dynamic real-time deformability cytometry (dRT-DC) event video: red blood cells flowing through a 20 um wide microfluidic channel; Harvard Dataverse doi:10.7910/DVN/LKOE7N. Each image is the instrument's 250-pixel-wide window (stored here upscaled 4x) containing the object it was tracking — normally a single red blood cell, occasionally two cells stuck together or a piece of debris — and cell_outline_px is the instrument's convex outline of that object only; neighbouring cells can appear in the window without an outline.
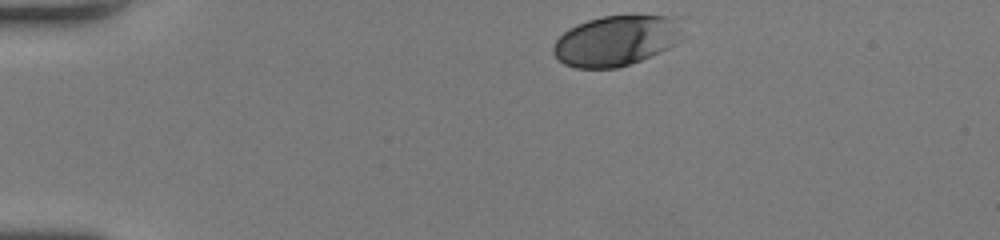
{"species": "human", "species_latin": "Homo sapiens", "temperature_condition": "room temperature", "stored_images_in_passage": 33, "camera_frame_rate_fps": 3000, "um_per_image_px": 0.085, "donor": {"sex": "female"}, "frame": {"image": 1, "passage_image": 1, "time_ms": 0.0, "image_size_px": [1000, 240], "cell_outline_px": [[688, 36], [676, 44], [660, 52], [640, 60], [616, 68], [576, 68], [564, 64], [552, 52], [552, 48], [556, 40], [568, 28], [576, 24], [588, 20], [604, 16], [672, 16]], "centroid_in_image_um": [52.4, 3.46], "position_along_channel_um": 32.6, "area_um2": 38.03}}
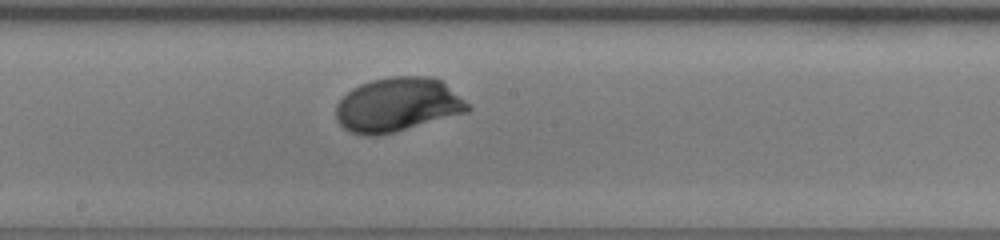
{"frame": {"image": 2, "passage_image": 19, "time_ms": 6.0, "image_size_px": [1000, 240], "cell_outline_px": [[472, 108], [468, 112], [396, 132], [376, 136], [368, 136], [352, 132], [344, 128], [336, 120], [336, 104], [352, 88], [360, 84], [372, 80], [388, 76], [428, 76], [444, 80]], "centroid_in_image_um": [33.81, 8.9], "position_along_channel_um": 214.4, "area_um2": 41.85}}
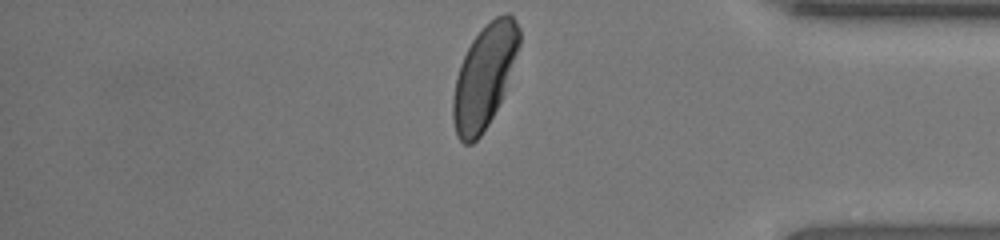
{"frame": {"image": 3, "passage_image": 33, "time_ms": 10.667, "image_size_px": [1000, 240], "cell_outline_px": [[520, 44], [504, 92], [488, 124], [480, 136], [472, 144], [464, 144], [456, 136], [452, 120], [452, 96], [456, 76], [460, 64], [472, 40], [496, 16], [504, 12], [508, 12], [516, 20], [520, 28]], "centroid_in_image_um": [41.15, 6.52], "position_along_channel_um": 394.1, "area_um2": 39.42}, "authors_computed_cell_mechanics": {"area_um2": 39.593, "velocity_mm_per_s": 4.256, "shape_relaxation_time_tau1_ms": 2.1438, "shape_relaxation_time_tau2_ms": null, "deformation_change_tau1": 0.1452, "deformation_change_tau2": null}}